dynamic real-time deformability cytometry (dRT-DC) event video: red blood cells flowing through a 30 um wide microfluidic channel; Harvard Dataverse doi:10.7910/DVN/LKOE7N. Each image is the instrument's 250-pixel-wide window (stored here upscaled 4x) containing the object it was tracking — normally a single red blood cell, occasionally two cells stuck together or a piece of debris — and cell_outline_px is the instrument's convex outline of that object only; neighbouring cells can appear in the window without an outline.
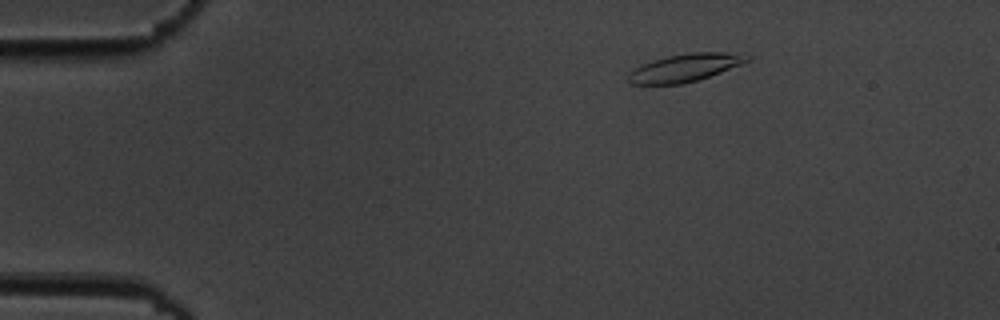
{"species": "common noctule bat (a hibernating species)", "species_latin": "Nyctalus noctula", "temperature_condition": "cold", "stored_images_in_passage": 3, "camera_frame_rate_fps": 3000, "um_per_image_px": 0.085, "animal": {"sex": "male", "body_mass_g": 19.5, "forearm_length_mm": 54.6}, "frame": {"image": 1, "passage_image": 1, "time_ms": 0.0, "image_size_px": [1000, 320], "cell_outline_px": [[752, 60], [720, 72], [696, 80], [680, 84], [628, 84], [628, 72], [640, 64], [652, 60], [668, 56], [692, 52], [744, 52], [752, 56]], "centroid_in_image_um": [58.26, 5.73], "position_along_channel_um": 26.7, "area_um2": 19.48}}